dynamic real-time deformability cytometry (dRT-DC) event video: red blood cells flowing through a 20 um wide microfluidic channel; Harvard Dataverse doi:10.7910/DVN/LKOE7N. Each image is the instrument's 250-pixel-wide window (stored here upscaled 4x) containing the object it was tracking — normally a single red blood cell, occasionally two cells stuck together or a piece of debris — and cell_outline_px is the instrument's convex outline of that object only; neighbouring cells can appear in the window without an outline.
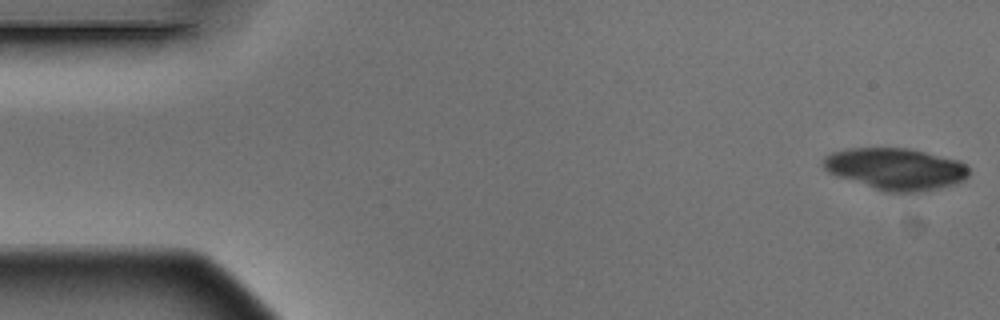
{"species": "Egyptian fruit bat (a non-hibernating species)", "species_latin": "Rousettus aegyptiacus", "temperature_condition": "warm", "stored_images_in_passage": 8, "camera_frame_rate_fps": 3000, "um_per_image_px": 0.085, "animal": {"sex": "male"}, "frame": {"image": 1, "passage_image": 1, "time_ms": 0.0, "image_size_px": [1000, 320], "cell_outline_px": [[968, 176], [964, 180], [956, 184], [940, 188], [916, 192], [888, 192], [836, 176], [828, 172], [824, 168], [824, 156], [832, 152], [848, 148], [908, 148], [960, 160], [968, 164]], "centroid_in_image_um": [76.16, 14.35], "position_along_channel_um": 8.8, "area_um2": 35.43}}
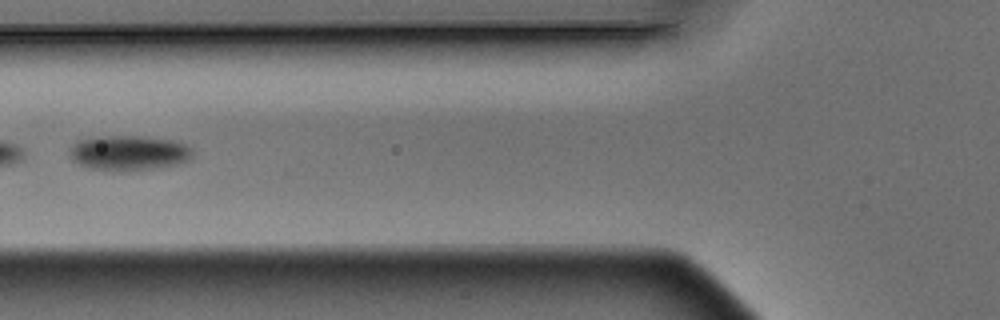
{"frame": {"image": 2, "passage_image": 6, "time_ms": 1.667, "image_size_px": [1000, 320], "cell_outline_px": [[192, 156], [188, 160], [176, 164], [152, 168], [120, 172], [112, 172], [88, 168], [76, 164], [72, 160], [68, 152], [76, 140], [100, 136], [140, 136], [180, 140], [192, 148]], "centroid_in_image_um": [10.91, 13.0], "position_along_channel_um": 114.9, "area_um2": 25.66}}
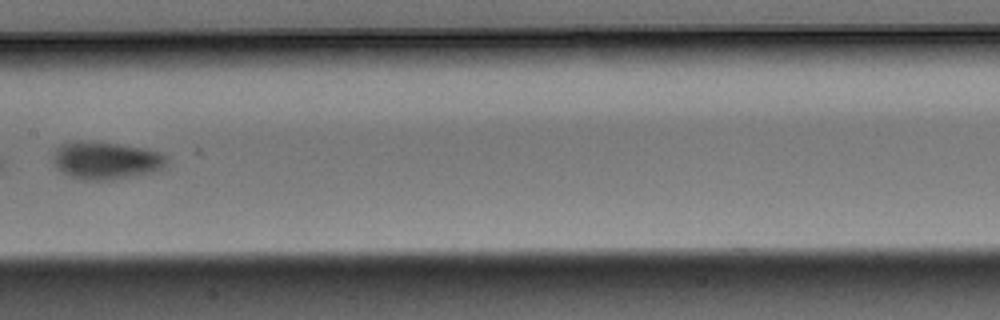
{"frame": {"image": 3, "passage_image": 8, "time_ms": 2.333, "image_size_px": [1000, 320], "cell_outline_px": [[164, 164], [160, 168], [152, 172], [112, 180], [84, 180], [72, 176], [56, 168], [56, 148], [60, 144], [72, 140], [80, 140], [116, 144], [140, 148], [160, 152], [164, 156]], "centroid_in_image_um": [8.96, 13.63], "position_along_channel_um": 198.4, "area_um2": 24.22}}